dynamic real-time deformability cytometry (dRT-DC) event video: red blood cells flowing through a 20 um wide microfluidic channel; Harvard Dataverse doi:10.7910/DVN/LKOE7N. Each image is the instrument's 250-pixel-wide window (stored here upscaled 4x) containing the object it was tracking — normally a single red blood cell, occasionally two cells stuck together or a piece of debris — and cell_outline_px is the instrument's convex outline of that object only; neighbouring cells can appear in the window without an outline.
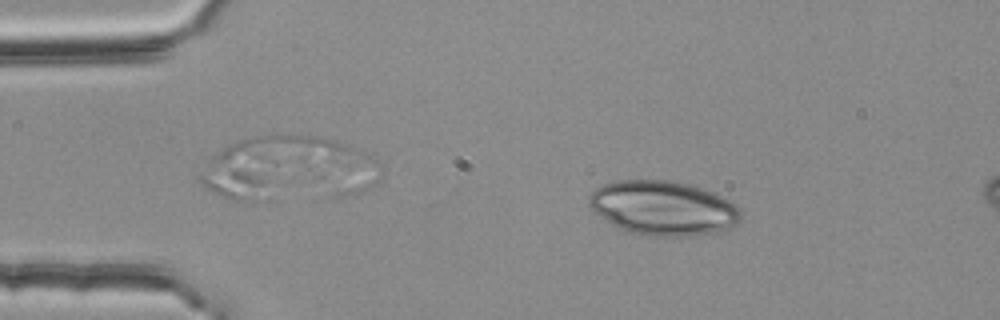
{"species": "common noctule bat (a hibernating species)", "species_latin": "Nyctalus noctula", "temperature_condition": "room temperature", "stored_images_in_passage": 2, "camera_frame_rate_fps": 3000, "um_per_image_px": 0.085, "animal": {"sex": "female", "body_mass_g": 25.1}, "frame": {"image": 1, "passage_image": 1, "time_ms": 0.0, "image_size_px": [1000, 320], "cell_outline_px": [[740, 220], [736, 224], [728, 228], [716, 232], [688, 236], [660, 236], [636, 232], [620, 228], [612, 224], [592, 212], [588, 204], [588, 196], [600, 184], [616, 180], [672, 180], [688, 184], [712, 192], [736, 204], [740, 212]], "centroid_in_image_um": [56.32, 17.66], "position_along_channel_um": 28.7, "area_um2": 47.92}}